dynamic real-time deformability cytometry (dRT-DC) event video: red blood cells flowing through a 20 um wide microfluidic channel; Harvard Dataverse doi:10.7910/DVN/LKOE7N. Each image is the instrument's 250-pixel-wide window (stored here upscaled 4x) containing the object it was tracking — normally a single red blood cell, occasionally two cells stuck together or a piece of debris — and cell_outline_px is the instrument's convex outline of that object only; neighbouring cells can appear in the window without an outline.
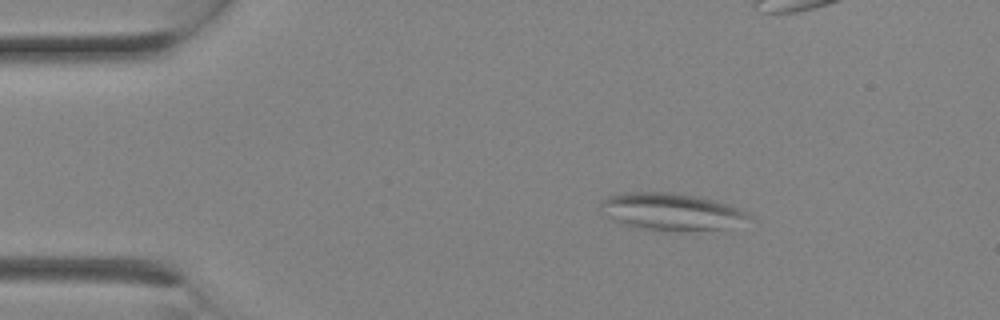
{"species": "Egyptian fruit bat (a non-hibernating species)", "species_latin": "Rousettus aegyptiacus", "temperature_condition": "room temperature", "stored_images_in_passage": 2, "camera_frame_rate_fps": 3000, "um_per_image_px": 0.085, "animal": {"sex": "female"}, "frame": {"image": 1, "passage_image": 1, "time_ms": 0.0, "image_size_px": [1000, 320], "cell_outline_px": [[752, 216], [720, 228], [680, 232], [636, 228], [624, 224], [600, 212], [600, 200], [608, 196], [620, 192], [672, 192], [696, 196], [716, 200], [740, 208], [748, 212]], "centroid_in_image_um": [56.96, 17.97], "position_along_channel_um": 28.0, "area_um2": 31.96}}